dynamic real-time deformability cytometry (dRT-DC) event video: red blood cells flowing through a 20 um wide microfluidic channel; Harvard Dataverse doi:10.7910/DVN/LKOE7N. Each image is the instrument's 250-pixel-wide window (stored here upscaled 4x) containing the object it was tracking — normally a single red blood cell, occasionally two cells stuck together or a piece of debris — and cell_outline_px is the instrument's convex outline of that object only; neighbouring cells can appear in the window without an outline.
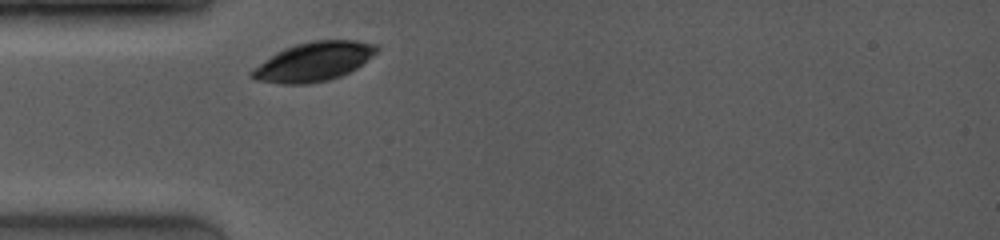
{"species": "common noctule bat (a hibernating species)", "species_latin": "Nyctalus noctula", "temperature_condition": "room temperature", "stored_images_in_passage": 1, "camera_frame_rate_fps": 4000, "um_per_image_px": 0.085, "animal": {"sex": "female", "body_mass_g": 19.0, "forearm_length_mm": 53.3}, "frame": {"image": 1, "passage_image": 1, "time_ms": 0.0, "image_size_px": [1000, 240], "cell_outline_px": [[380, 48], [376, 52], [356, 68], [340, 76], [328, 80], [308, 84], [280, 84], [256, 80], [248, 76], [248, 72], [276, 52], [284, 48], [296, 44], [312, 40], [356, 40], [376, 44]], "centroid_in_image_um": [26.63, 5.24], "position_along_channel_um": 58.4, "area_um2": 28.38}}